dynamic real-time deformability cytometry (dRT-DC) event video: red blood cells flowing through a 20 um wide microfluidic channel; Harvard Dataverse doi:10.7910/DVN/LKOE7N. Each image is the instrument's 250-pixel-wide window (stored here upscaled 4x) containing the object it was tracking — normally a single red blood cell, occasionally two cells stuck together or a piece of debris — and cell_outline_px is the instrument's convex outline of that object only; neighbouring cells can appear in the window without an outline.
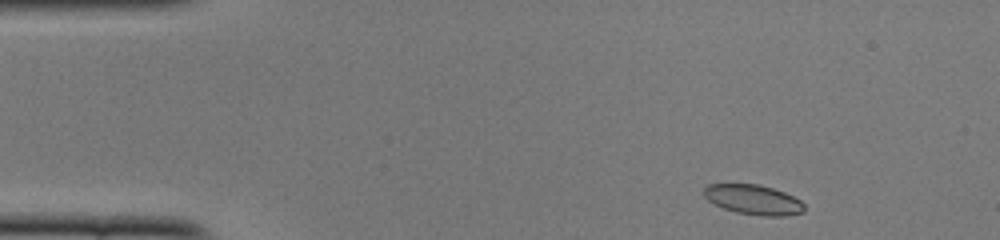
{"species": "common noctule bat (a hibernating species)", "species_latin": "Nyctalus noctula", "temperature_condition": "cold", "stored_images_in_passage": 46, "camera_frame_rate_fps": 3000, "um_per_image_px": 0.085, "animal": {"sex": "female", "body_mass_g": 22.0, "forearm_length_mm": 56.7}, "frame": {"image": 1, "passage_image": 1, "time_ms": 0.0, "image_size_px": [1000, 240], "cell_outline_px": [[804, 212], [784, 216], [764, 216], [736, 212], [724, 208], [708, 200], [704, 196], [704, 188], [708, 184], [756, 184], [772, 188], [784, 192], [800, 200], [804, 204]], "centroid_in_image_um": [64.05, 16.97], "position_along_channel_um": 21.0, "area_um2": 17.28}}
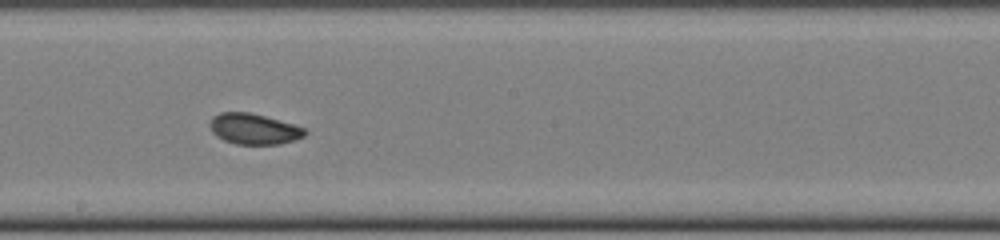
{"frame": {"image": 2, "passage_image": 23, "time_ms": 7.333, "image_size_px": [1000, 240], "cell_outline_px": [[308, 132], [304, 136], [280, 144], [236, 144], [224, 140], [216, 136], [212, 132], [208, 124], [212, 116], [220, 112], [248, 112], [264, 116], [292, 124], [304, 128]], "centroid_in_image_um": [21.52, 10.96], "position_along_channel_um": 226.7, "area_um2": 16.94}}
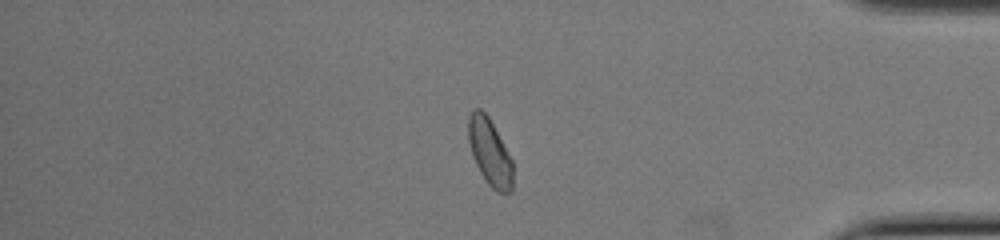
{"frame": {"image": 3, "passage_image": 38, "time_ms": 12.333, "image_size_px": [1000, 240], "cell_outline_px": [[512, 192], [496, 192], [488, 184], [480, 172], [472, 156], [468, 140], [468, 116], [472, 108], [480, 108], [488, 116], [512, 160]], "centroid_in_image_um": [41.6, 12.91], "position_along_channel_um": 393.6, "area_um2": 17.22}, "authors_computed_cell_mechanics": {"area_um2": 17.2822, "velocity_mm_per_s": 3.8899, "shape_relaxation_time_tau1_ms": 3.4197, "shape_relaxation_time_tau2_ms": 1.7991, "deformation_change_tau1": 0.0622, "deformation_change_tau2": 0.0566}}